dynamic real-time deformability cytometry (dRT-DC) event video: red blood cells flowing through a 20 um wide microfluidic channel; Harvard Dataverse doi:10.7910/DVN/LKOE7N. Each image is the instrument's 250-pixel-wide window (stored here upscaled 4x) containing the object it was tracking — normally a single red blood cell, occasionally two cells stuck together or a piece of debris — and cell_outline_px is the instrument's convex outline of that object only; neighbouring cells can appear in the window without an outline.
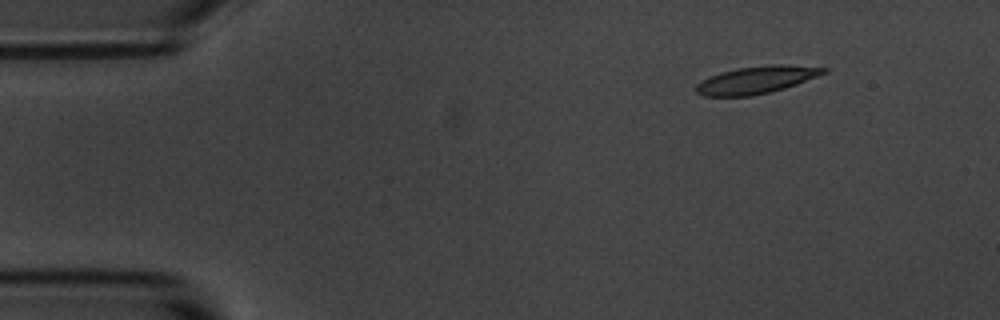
{"species": "common noctule bat (a hibernating species)", "species_latin": "Nyctalus noctula", "temperature_condition": "room temperature", "stored_images_in_passage": 11, "camera_frame_rate_fps": 3000, "um_per_image_px": 0.085, "animal": {"sex": "male", "body_mass_g": 20.1, "forearm_length_mm": 53.5}, "frame": {"image": 1, "passage_image": 2, "time_ms": 2.0, "image_size_px": [1000, 320], "cell_outline_px": [[832, 68], [828, 72], [796, 84], [784, 88], [752, 96], [704, 96], [696, 92], [696, 84], [720, 72], [736, 68], [772, 64], [780, 64]], "centroid_in_image_um": [64.33, 6.78], "position_along_channel_um": 20.7, "area_um2": 20.23}}
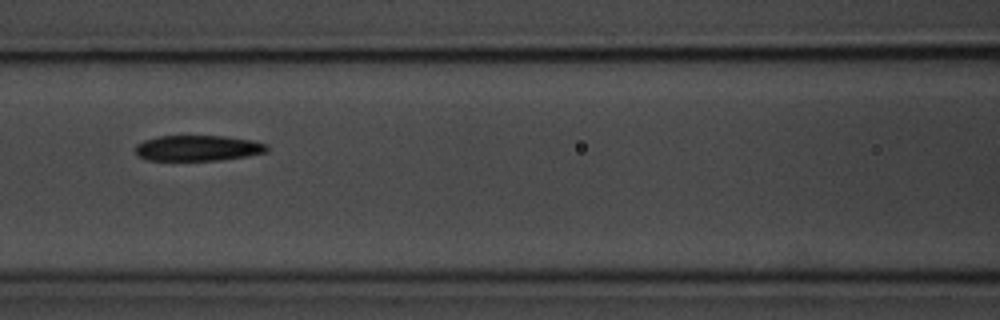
{"frame": {"image": 2, "passage_image": 7, "time_ms": 7.667, "image_size_px": [1000, 320], "cell_outline_px": [[268, 148], [264, 152], [244, 156], [220, 160], [148, 160], [140, 156], [136, 152], [136, 144], [144, 140], [160, 136], [224, 136], [252, 140], [268, 144]], "centroid_in_image_um": [16.81, 12.58], "position_along_channel_um": 149.8, "area_um2": 19.42}}
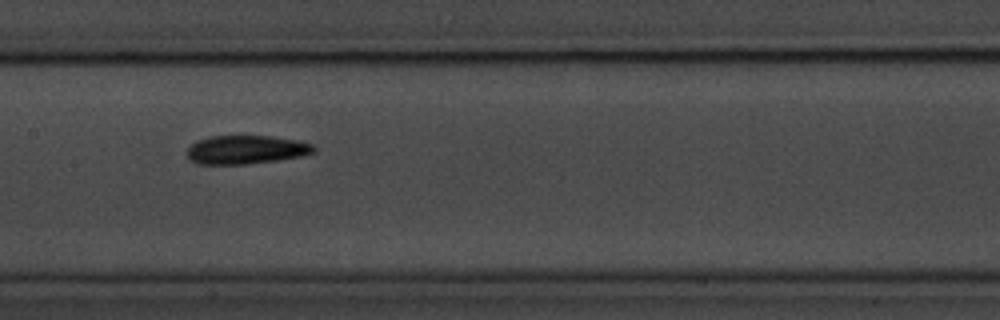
{"frame": {"image": 3, "passage_image": 8, "time_ms": 8.667, "image_size_px": [1000, 320], "cell_outline_px": [[316, 152], [304, 156], [248, 164], [196, 164], [188, 160], [188, 148], [196, 140], [212, 136], [268, 136], [300, 140], [312, 144], [316, 148]], "centroid_in_image_um": [20.94, 12.73], "position_along_channel_um": 186.5, "area_um2": 21.33}}